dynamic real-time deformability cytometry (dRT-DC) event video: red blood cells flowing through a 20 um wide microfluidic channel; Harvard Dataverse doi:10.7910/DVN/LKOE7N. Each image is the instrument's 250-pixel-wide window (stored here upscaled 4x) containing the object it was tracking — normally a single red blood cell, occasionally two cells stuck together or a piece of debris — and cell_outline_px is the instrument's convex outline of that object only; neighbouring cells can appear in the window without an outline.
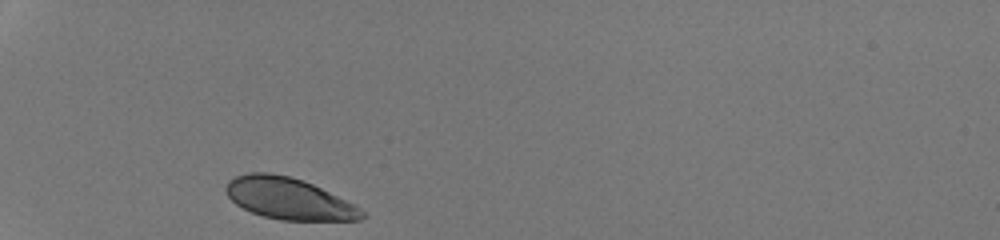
{"species": "human", "species_latin": "Homo sapiens", "temperature_condition": "room temperature", "stored_images_in_passage": 27, "camera_frame_rate_fps": 3000, "um_per_image_px": 0.085, "donor": {"sex": "male"}, "frame": {"image": 1, "passage_image": 1, "time_ms": 0.0, "image_size_px": [1000, 240], "cell_outline_px": [[368, 216], [360, 220], [280, 220], [264, 216], [252, 212], [236, 204], [224, 192], [224, 188], [228, 180], [236, 176], [248, 172], [268, 172], [288, 176], [312, 184], [360, 208]], "centroid_in_image_um": [24.5, 16.88], "position_along_channel_um": 60.5, "area_um2": 32.6}}
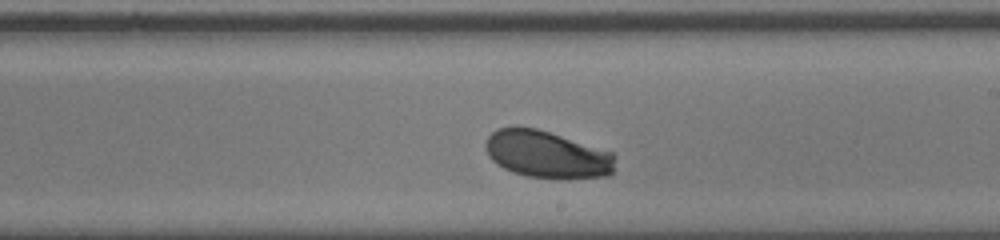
{"frame": {"image": 2, "passage_image": 16, "time_ms": 5.0, "image_size_px": [1000, 240], "cell_outline_px": [[616, 156], [612, 172], [608, 176], [560, 180], [528, 176], [512, 172], [496, 164], [488, 156], [484, 144], [488, 136], [496, 128], [512, 124], [516, 124], [536, 128], [612, 152]], "centroid_in_image_um": [46.45, 13.12], "position_along_channel_um": 242.6, "area_um2": 36.41}}
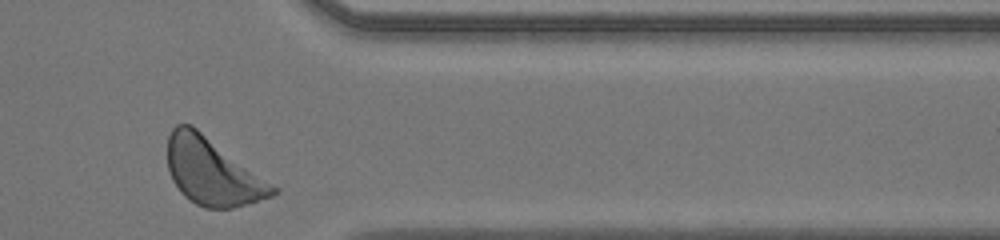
{"frame": {"image": 3, "passage_image": 27, "time_ms": 8.667, "image_size_px": [1000, 240], "cell_outline_px": [[280, 192], [272, 196], [232, 208], [204, 208], [196, 204], [184, 196], [180, 192], [172, 180], [168, 168], [168, 136], [172, 128], [176, 124], [192, 124], [280, 188]], "centroid_in_image_um": [18.07, 14.58], "position_along_channel_um": 393.3, "area_um2": 41.33}, "authors_computed_cell_mechanics": {"area_um2": 35.4892, "velocity_mm_per_s": 4.1999, "shape_relaxation_time_tau1_ms": 0.9101, "shape_relaxation_time_tau2_ms": null, "deformation_change_tau1": 0.0757, "deformation_change_tau2": null}}